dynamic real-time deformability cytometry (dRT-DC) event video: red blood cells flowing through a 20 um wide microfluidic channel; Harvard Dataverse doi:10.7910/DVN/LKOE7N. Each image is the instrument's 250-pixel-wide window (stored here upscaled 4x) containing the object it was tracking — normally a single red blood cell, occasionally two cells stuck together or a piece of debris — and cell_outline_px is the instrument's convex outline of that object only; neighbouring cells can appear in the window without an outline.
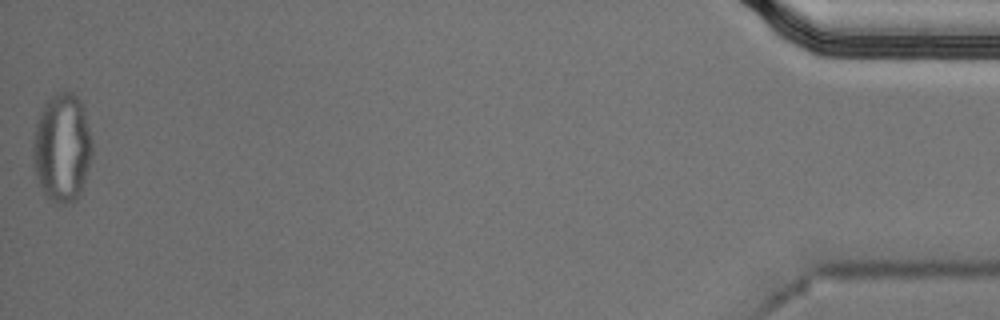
{"species": "Egyptian fruit bat (a non-hibernating species)", "species_latin": "Rousettus aegyptiacus", "temperature_condition": "cold", "stored_images_in_passage": 55, "segment_of_instrument_passage": [2, 2], "camera_frame_rate_fps": 3000, "um_per_image_px": 0.085, "animal": {"sex": "male"}, "frame": {"image": 1, "passage_image": 55, "time_ms": 18.0, "image_size_px": [1000, 320], "cell_outline_px": [[92, 156], [84, 184], [76, 200], [72, 204], [56, 204], [48, 200], [44, 196], [36, 176], [32, 156], [32, 140], [36, 124], [40, 112], [44, 104], [56, 92], [72, 92], [84, 104], [92, 144]], "centroid_in_image_um": [5.27, 12.59], "position_along_channel_um": 429.9, "area_um2": 38.15}}